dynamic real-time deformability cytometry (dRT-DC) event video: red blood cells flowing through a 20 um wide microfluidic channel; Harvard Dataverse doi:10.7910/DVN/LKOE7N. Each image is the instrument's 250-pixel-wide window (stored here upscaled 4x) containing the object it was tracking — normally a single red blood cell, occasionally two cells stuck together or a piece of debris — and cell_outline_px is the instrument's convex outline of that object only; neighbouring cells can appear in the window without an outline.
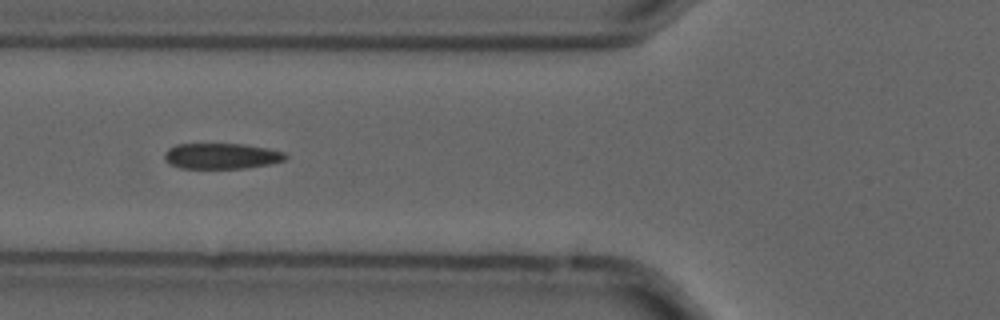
{"species": "common noctule bat (a hibernating species)", "species_latin": "Nyctalus noctula", "temperature_condition": "cold", "stored_images_in_passage": 7, "camera_frame_rate_fps": 3000, "um_per_image_px": 0.085, "animal": {"sex": "male", "forearm_length_mm": 52.5}, "frame": {"image": 1, "passage_image": 4, "time_ms": 1.0, "image_size_px": [1000, 320], "cell_outline_px": [[288, 156], [284, 160], [272, 164], [248, 168], [180, 168], [168, 164], [164, 160], [164, 152], [168, 148], [176, 144], [244, 144], [268, 148], [284, 152]], "centroid_in_image_um": [18.81, 13.26], "position_along_channel_um": 107.0, "area_um2": 18.38}}
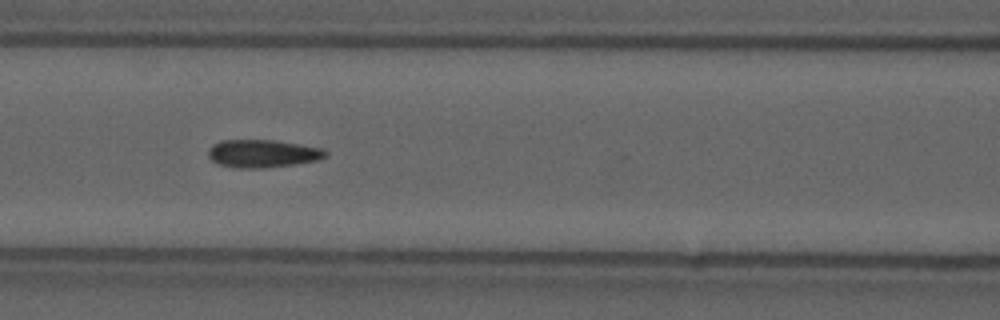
{"frame": {"image": 2, "passage_image": 5, "time_ms": 1.333, "image_size_px": [1000, 320], "cell_outline_px": [[328, 156], [320, 160], [296, 164], [264, 168], [232, 168], [220, 164], [212, 160], [208, 156], [208, 148], [212, 144], [220, 140], [276, 140], [300, 144], [320, 148], [328, 152]], "centroid_in_image_um": [22.33, 13.05], "position_along_channel_um": 144.3, "area_um2": 19.31}}